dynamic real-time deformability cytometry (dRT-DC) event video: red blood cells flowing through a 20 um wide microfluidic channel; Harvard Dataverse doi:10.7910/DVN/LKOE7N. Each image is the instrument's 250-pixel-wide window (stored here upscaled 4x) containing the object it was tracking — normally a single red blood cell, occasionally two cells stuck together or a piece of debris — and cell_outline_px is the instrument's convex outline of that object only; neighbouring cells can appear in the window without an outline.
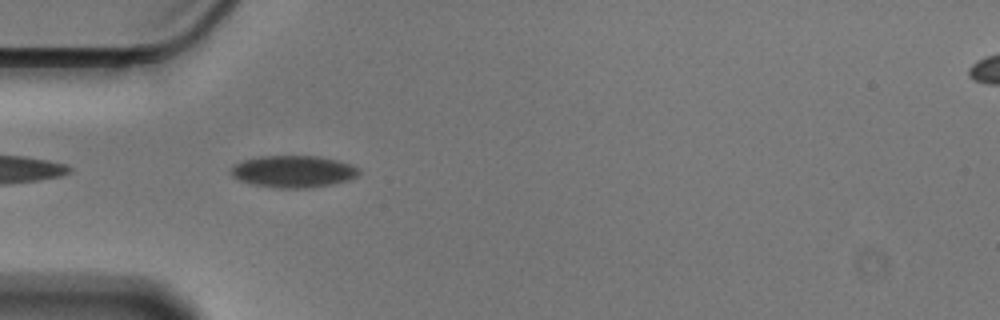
{"species": "Egyptian fruit bat (a non-hibernating species)", "species_latin": "Rousettus aegyptiacus", "temperature_condition": "cold", "stored_images_in_passage": 16, "camera_frame_rate_fps": 3000, "um_per_image_px": 0.085, "animal": {"sex": "male"}, "frame": {"image": 1, "passage_image": 3, "time_ms": 0.667, "image_size_px": [1000, 320], "cell_outline_px": [[360, 172], [356, 176], [348, 180], [332, 184], [304, 188], [280, 188], [252, 184], [240, 180], [232, 176], [232, 168], [236, 164], [244, 160], [256, 156], [320, 156], [352, 164], [360, 168]], "centroid_in_image_um": [24.96, 14.57], "position_along_channel_um": 60.0, "area_um2": 23.7}}
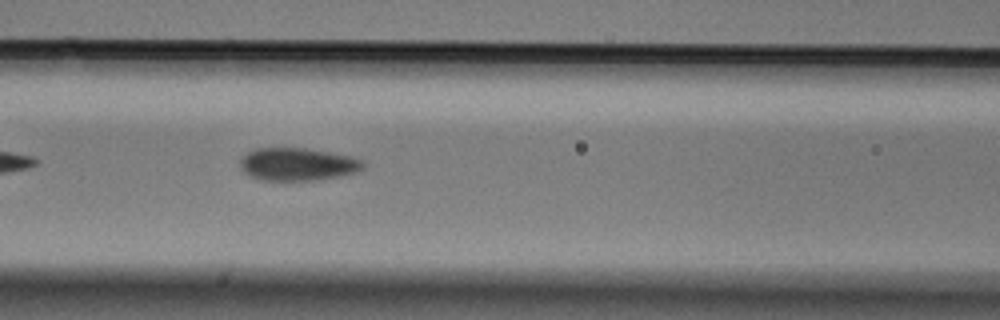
{"frame": {"image": 2, "passage_image": 10, "time_ms": 3.0, "image_size_px": [1000, 320], "cell_outline_px": [[364, 168], [360, 172], [340, 176], [316, 180], [260, 180], [244, 172], [240, 168], [240, 160], [248, 152], [256, 148], [304, 148], [328, 152], [348, 156], [360, 160], [364, 164]], "centroid_in_image_um": [25.29, 13.97], "position_along_channel_um": 141.3, "area_um2": 23.35}}
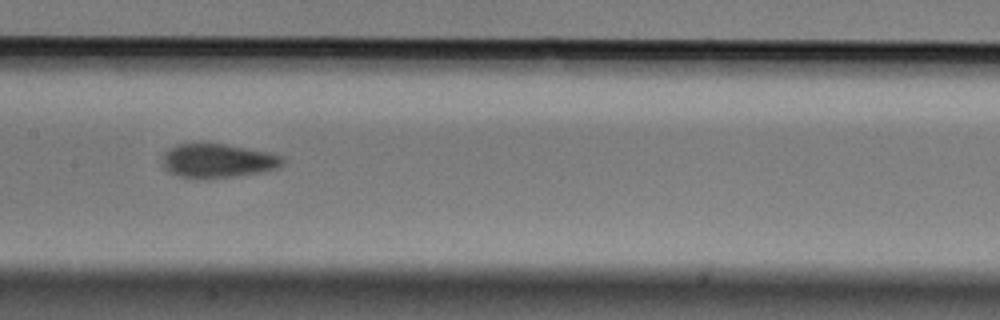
{"frame": {"image": 3, "passage_image": 14, "time_ms": 4.333, "image_size_px": [1000, 320], "cell_outline_px": [[284, 164], [280, 168], [264, 172], [236, 176], [204, 180], [200, 180], [180, 176], [168, 172], [164, 168], [164, 160], [168, 152], [176, 144], [224, 144], [272, 152], [284, 156]], "centroid_in_image_um": [18.62, 13.69], "position_along_channel_um": 188.8, "area_um2": 24.04}}